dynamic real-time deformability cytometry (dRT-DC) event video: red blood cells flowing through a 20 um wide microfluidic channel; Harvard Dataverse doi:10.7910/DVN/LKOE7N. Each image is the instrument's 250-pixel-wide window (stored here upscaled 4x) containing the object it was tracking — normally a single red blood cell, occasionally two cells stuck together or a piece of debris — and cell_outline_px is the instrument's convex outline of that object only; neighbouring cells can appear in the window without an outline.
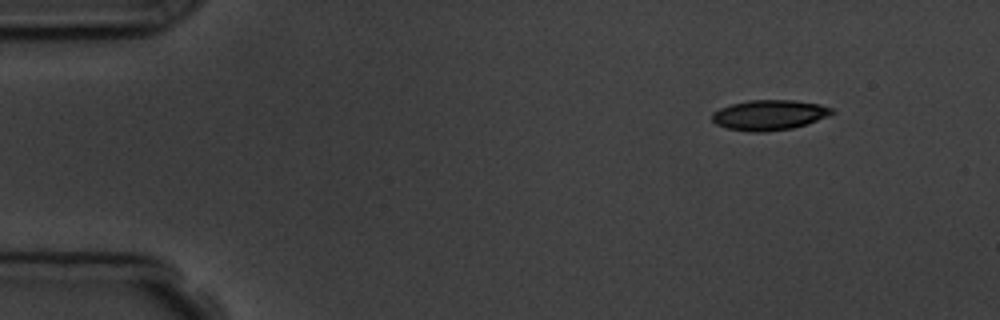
{"species": "common noctule bat (a hibernating species)", "species_latin": "Nyctalus noctula", "temperature_condition": "room temperature", "stored_images_in_passage": 6, "camera_frame_rate_fps": 3000, "um_per_image_px": 0.085, "animal": {"sex": "male", "body_mass_g": 19.5, "forearm_length_mm": 54.6}, "frame": {"image": 1, "passage_image": 1, "time_ms": 0.0, "image_size_px": [1000, 320], "cell_outline_px": [[836, 112], [828, 116], [792, 128], [764, 132], [748, 132], [728, 128], [716, 124], [712, 120], [712, 112], [720, 108], [732, 104], [748, 100], [796, 100], [820, 104], [832, 108]], "centroid_in_image_um": [65.38, 9.77], "position_along_channel_um": 19.6, "area_um2": 21.04}}